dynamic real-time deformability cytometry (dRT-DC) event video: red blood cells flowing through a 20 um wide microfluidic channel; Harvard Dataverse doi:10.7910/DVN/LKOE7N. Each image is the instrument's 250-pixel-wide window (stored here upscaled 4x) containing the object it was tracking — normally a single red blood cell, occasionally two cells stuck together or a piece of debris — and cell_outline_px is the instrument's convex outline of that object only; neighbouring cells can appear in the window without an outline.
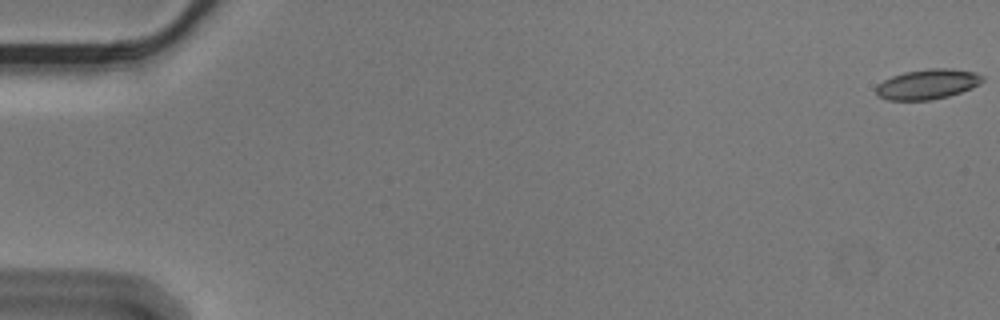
{"species": "Egyptian fruit bat (a non-hibernating species)", "species_latin": "Rousettus aegyptiacus", "temperature_condition": "cold", "stored_images_in_passage": 57, "camera_frame_rate_fps": 3000, "um_per_image_px": 0.085, "animal": {"sex": "male"}, "frame": {"image": 1, "passage_image": 1, "time_ms": 0.0, "image_size_px": [1000, 320], "cell_outline_px": [[984, 80], [980, 84], [972, 88], [948, 96], [932, 100], [888, 100], [876, 96], [876, 88], [884, 80], [892, 76], [904, 72], [928, 68], [952, 68], [976, 72], [984, 76]], "centroid_in_image_um": [78.87, 7.15], "position_along_channel_um": 6.1, "area_um2": 18.79}}
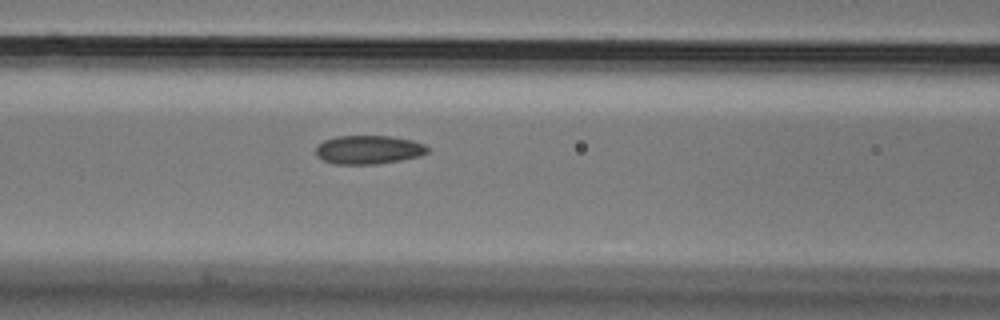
{"frame": {"image": 2, "passage_image": 25, "time_ms": 8.0, "image_size_px": [1000, 320], "cell_outline_px": [[432, 148], [428, 152], [420, 156], [400, 160], [376, 164], [332, 164], [316, 156], [316, 144], [324, 140], [336, 136], [388, 136], [412, 140], [424, 144]], "centroid_in_image_um": [31.32, 12.72], "position_along_channel_um": 135.3, "area_um2": 18.84}}
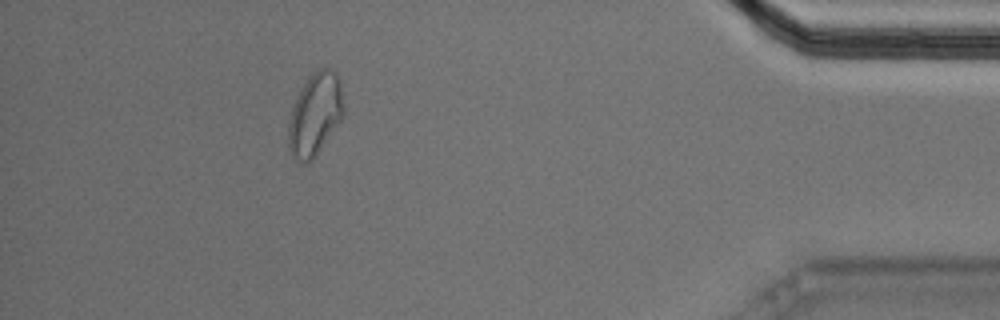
{"frame": {"image": 3, "passage_image": 52, "time_ms": 17.0, "image_size_px": [1000, 320], "cell_outline_px": [[344, 112], [340, 120], [316, 156], [312, 160], [304, 164], [296, 160], [292, 156], [288, 148], [288, 124], [292, 108], [300, 88], [308, 76], [312, 72], [320, 68], [328, 68], [336, 72], [340, 80], [344, 108]], "centroid_in_image_um": [26.76, 9.71], "position_along_channel_um": 408.4, "area_um2": 26.7}, "authors_computed_cell_mechanics": {"area_um2": 18.8428, "velocity_mm_per_s": 3.5733, "shape_relaxation_time_tau1_ms": null, "shape_relaxation_time_tau2_ms": 2.8535, "deformation_change_tau1": null, "deformation_change_tau2": 0.0785}}